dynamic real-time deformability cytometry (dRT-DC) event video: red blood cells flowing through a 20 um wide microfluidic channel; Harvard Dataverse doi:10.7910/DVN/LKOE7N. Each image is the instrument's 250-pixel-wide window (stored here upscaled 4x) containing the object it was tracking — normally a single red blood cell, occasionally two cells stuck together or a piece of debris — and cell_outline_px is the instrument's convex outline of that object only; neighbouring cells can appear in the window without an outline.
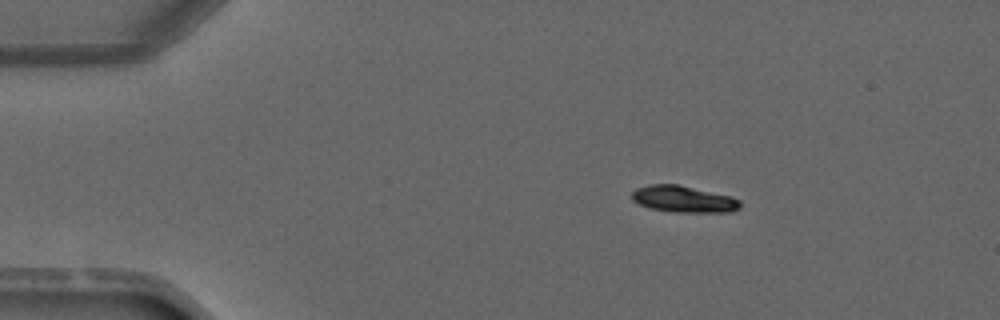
{"species": "common noctule bat (a hibernating species)", "species_latin": "Nyctalus noctula", "temperature_condition": "warm", "stored_images_in_passage": 2, "camera_frame_rate_fps": 3000, "um_per_image_px": 0.085, "animal": {"sex": "male", "forearm_length_mm": 52.5}, "frame": {"image": 1, "passage_image": 1, "time_ms": 0.0, "image_size_px": [1000, 320], "cell_outline_px": [[740, 208], [732, 212], [672, 212], [652, 208], [640, 204], [632, 200], [632, 192], [636, 188], [652, 184], [676, 184], [732, 196], [740, 200]], "centroid_in_image_um": [58.13, 16.93], "position_along_channel_um": 26.9, "area_um2": 16.7}}